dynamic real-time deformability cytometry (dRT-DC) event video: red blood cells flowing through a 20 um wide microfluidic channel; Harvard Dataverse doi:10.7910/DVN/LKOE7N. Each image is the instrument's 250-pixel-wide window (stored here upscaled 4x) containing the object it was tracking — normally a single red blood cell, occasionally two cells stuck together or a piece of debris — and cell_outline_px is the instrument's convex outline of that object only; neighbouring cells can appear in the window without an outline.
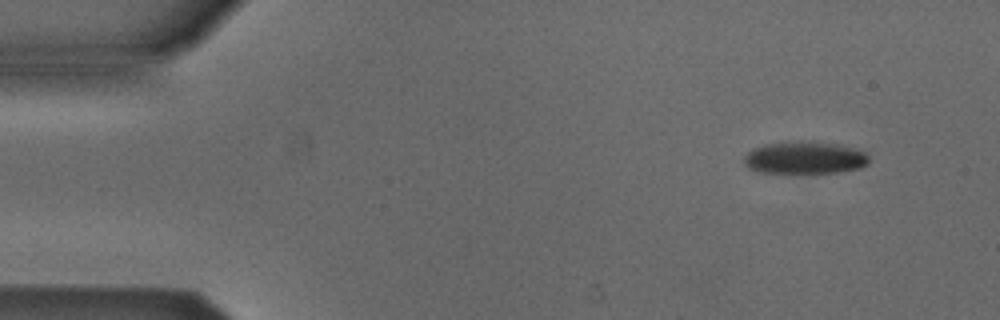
{"species": "Egyptian fruit bat (a non-hibernating species)", "species_latin": "Rousettus aegyptiacus", "temperature_condition": "cold", "stored_images_in_passage": 6, "segment_of_instrument_passage": [2, 2], "camera_frame_rate_fps": 3000, "um_per_image_px": 0.085, "animal": {"sex": "male"}, "frame": {"image": 1, "passage_image": 6, "time_ms": 1.667, "image_size_px": [1000, 320], "cell_outline_px": [[868, 164], [860, 168], [840, 172], [812, 176], [760, 172], [748, 168], [744, 164], [744, 156], [748, 152], [764, 144], [836, 144], [852, 148], [864, 152], [868, 156]], "centroid_in_image_um": [68.41, 13.52], "position_along_channel_um": 16.6, "area_um2": 23.47}}